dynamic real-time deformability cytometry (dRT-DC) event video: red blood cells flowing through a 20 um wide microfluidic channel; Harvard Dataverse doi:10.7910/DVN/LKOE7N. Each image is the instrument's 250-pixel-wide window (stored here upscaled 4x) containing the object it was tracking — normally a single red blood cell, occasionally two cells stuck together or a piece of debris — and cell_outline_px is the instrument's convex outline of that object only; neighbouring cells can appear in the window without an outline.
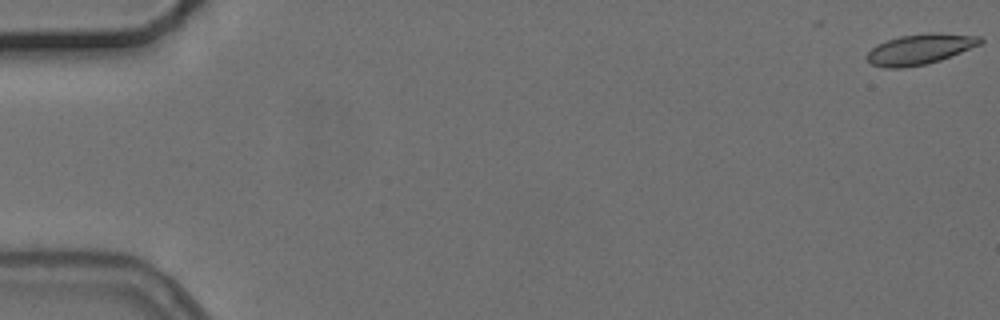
{"species": "common noctule bat (a hibernating species)", "species_latin": "Nyctalus noctula", "temperature_condition": "cold", "stored_images_in_passage": 7, "camera_frame_rate_fps": 3000, "um_per_image_px": 0.085, "animal": {"sex": "female", "body_mass_g": 24.6, "forearm_length_mm": 56.2}, "frame": {"image": 1, "passage_image": 1, "time_ms": 0.0, "image_size_px": [1000, 320], "cell_outline_px": [[984, 40], [980, 44], [940, 60], [924, 64], [904, 68], [884, 68], [872, 64], [864, 56], [872, 48], [888, 40], [900, 36], [928, 32], [932, 32], [980, 36]], "centroid_in_image_um": [78.18, 4.18], "position_along_channel_um": 6.8, "area_um2": 19.88}}
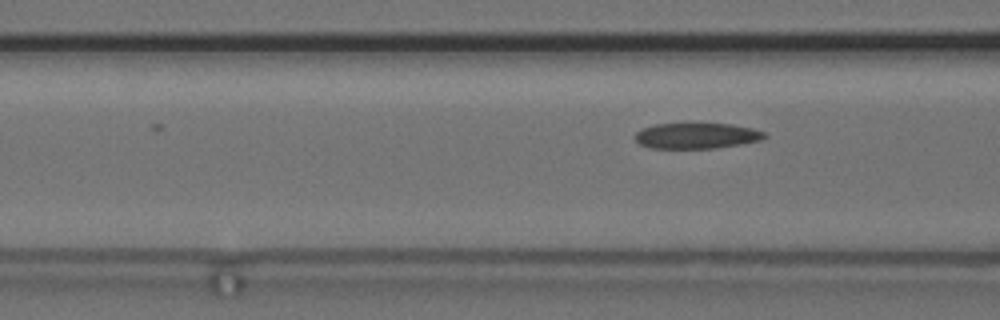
{"frame": {"image": 2, "passage_image": 7, "time_ms": 7.0, "image_size_px": [1000, 320], "cell_outline_px": [[768, 136], [760, 140], [744, 144], [716, 148], [648, 148], [640, 144], [632, 136], [636, 132], [644, 128], [656, 124], [732, 124], [752, 128], [764, 132]], "centroid_in_image_um": [59.22, 11.55], "position_along_channel_um": 107.4, "area_um2": 19.42}}